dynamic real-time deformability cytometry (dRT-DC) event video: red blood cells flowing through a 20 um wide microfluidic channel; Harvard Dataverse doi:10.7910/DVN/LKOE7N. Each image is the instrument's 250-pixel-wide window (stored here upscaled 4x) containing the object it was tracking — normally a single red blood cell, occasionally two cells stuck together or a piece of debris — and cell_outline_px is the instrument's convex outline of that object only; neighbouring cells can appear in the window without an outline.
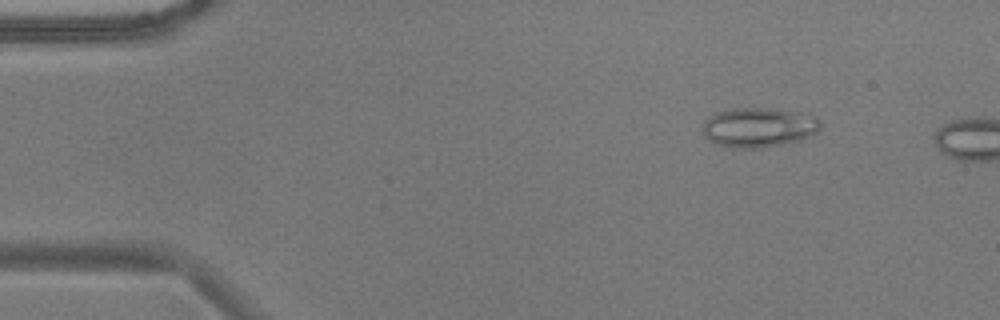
{"species": "common noctule bat (a hibernating species)", "species_latin": "Nyctalus noctula", "temperature_condition": "warm", "stored_images_in_passage": 8, "camera_frame_rate_fps": 3000, "um_per_image_px": 0.085, "animal": {"sex": "male", "body_mass_g": 17.9}, "frame": {"image": 1, "passage_image": 5, "time_ms": 1.333, "image_size_px": [1000, 320], "cell_outline_px": [[820, 128], [812, 136], [800, 140], [780, 144], [756, 148], [736, 148], [716, 144], [708, 140], [704, 136], [704, 120], [720, 112], [732, 108], [768, 108], [808, 112], [816, 116], [820, 120]], "centroid_in_image_um": [64.55, 10.81], "position_along_channel_um": 20.5, "area_um2": 27.28}}